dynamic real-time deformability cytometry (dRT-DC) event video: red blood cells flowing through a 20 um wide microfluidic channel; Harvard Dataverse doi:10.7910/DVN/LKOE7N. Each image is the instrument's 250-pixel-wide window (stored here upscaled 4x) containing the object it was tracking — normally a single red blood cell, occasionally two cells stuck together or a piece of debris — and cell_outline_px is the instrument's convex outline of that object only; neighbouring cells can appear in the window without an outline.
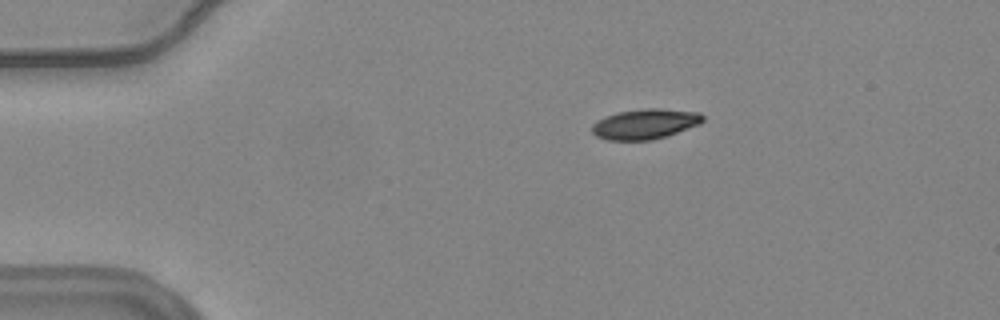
{"species": "common noctule bat (a hibernating species)", "species_latin": "Nyctalus noctula", "temperature_condition": "warm", "stored_images_in_passage": 46, "camera_frame_rate_fps": 3000, "um_per_image_px": 0.085, "animal": {"sex": "female", "body_mass_g": 24.6, "forearm_length_mm": 56.2}, "frame": {"image": 1, "passage_image": 1, "time_ms": 0.0, "image_size_px": [1000, 320], "cell_outline_px": [[704, 120], [700, 124], [668, 136], [652, 140], [608, 140], [596, 136], [592, 132], [592, 124], [596, 120], [604, 116], [616, 112], [648, 108], [660, 108], [700, 112], [704, 116]], "centroid_in_image_um": [54.84, 10.53], "position_along_channel_um": 30.2, "area_um2": 19.77}}
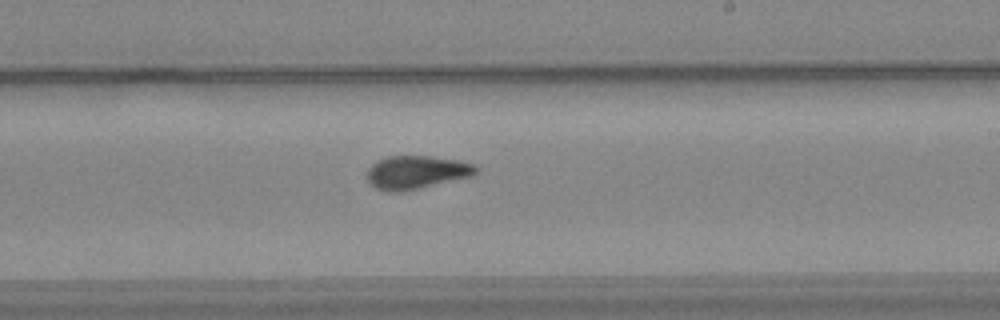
{"frame": {"image": 2, "passage_image": 24, "time_ms": 7.667, "image_size_px": [1000, 320], "cell_outline_px": [[480, 168], [472, 176], [420, 188], [400, 192], [388, 192], [376, 188], [368, 184], [364, 176], [368, 168], [376, 160], [388, 156], [432, 156], [456, 160], [476, 164]], "centroid_in_image_um": [35.34, 14.65], "position_along_channel_um": 253.7, "area_um2": 21.5}}
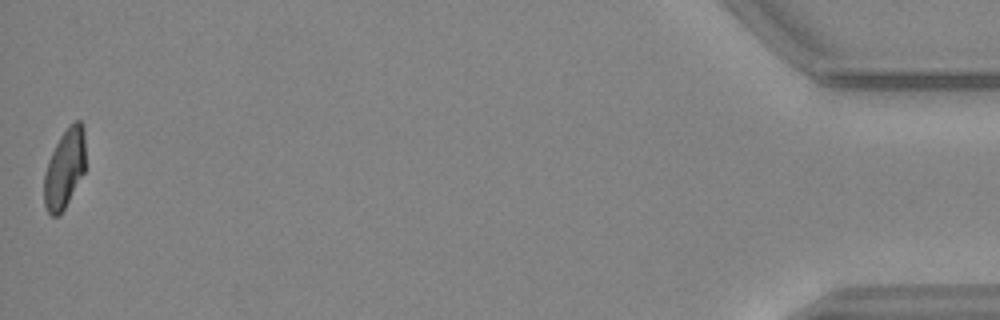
{"frame": {"image": 3, "passage_image": 46, "time_ms": 15.0, "image_size_px": [1000, 320], "cell_outline_px": [[84, 172], [60, 216], [52, 216], [48, 212], [44, 204], [44, 176], [48, 160], [60, 136], [76, 120], [80, 120], [84, 124]], "centroid_in_image_um": [5.48, 14.35], "position_along_channel_um": 429.7, "area_um2": 18.84}, "authors_computed_cell_mechanics": {"area_um2": 20.6635, "velocity_mm_per_s": 3.7093, "shape_relaxation_time_tau1_ms": 6.7695, "shape_relaxation_time_tau2_ms": 1.5032, "deformation_change_tau1": 0.1901, "deformation_change_tau2": 0.0557}}